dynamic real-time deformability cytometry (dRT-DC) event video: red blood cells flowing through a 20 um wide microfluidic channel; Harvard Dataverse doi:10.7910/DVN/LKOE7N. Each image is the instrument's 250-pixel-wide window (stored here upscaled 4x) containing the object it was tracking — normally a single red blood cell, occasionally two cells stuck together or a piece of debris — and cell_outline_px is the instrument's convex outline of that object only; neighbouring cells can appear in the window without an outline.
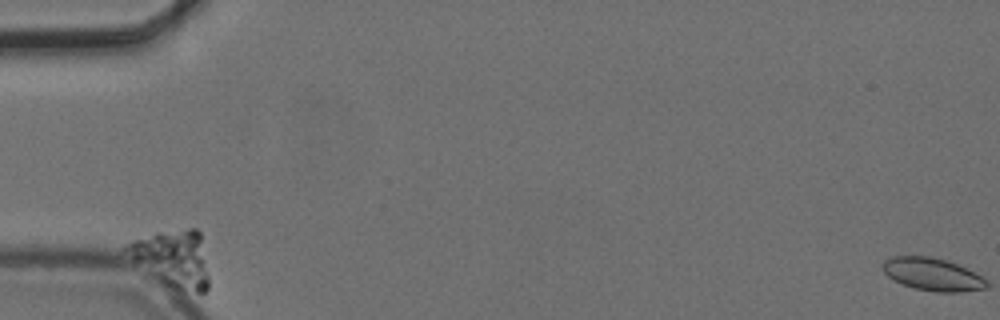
{"species": "common noctule bat (a hibernating species)", "species_latin": "Nyctalus noctula", "temperature_condition": "cold", "stored_images_in_passage": 57, "camera_frame_rate_fps": 3000, "um_per_image_px": 0.085, "animal": {"sex": "female", "body_mass_g": 24.6, "forearm_length_mm": 56.2}, "frame": {"image": 1, "passage_image": 1, "time_ms": 0.0, "image_size_px": [1000, 320], "cell_outline_px": [[208, 288], [204, 292], [196, 292], [176, 288], [168, 284], [136, 260], [124, 248], [124, 244], [156, 232], [188, 228], [196, 228], [200, 232], [208, 272]], "centroid_in_image_um": [14.77, 21.91], "position_along_channel_um": 70.2, "area_um2": 26.01}}
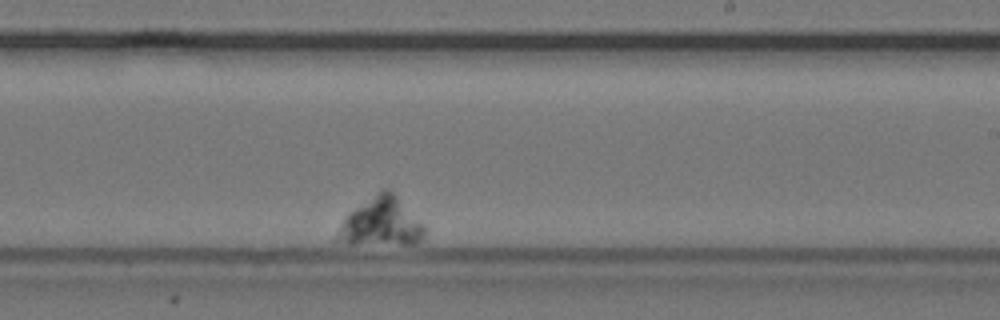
{"frame": {"image": 2, "passage_image": 28, "time_ms": 9.0, "image_size_px": [1000, 320], "cell_outline_px": [[424, 236], [420, 240], [412, 244], [348, 244], [336, 240], [336, 236], [348, 212], [376, 192], [384, 188], [388, 188], [396, 196], [424, 228]], "centroid_in_image_um": [32.35, 18.9], "position_along_channel_um": 256.7, "area_um2": 23.99}}
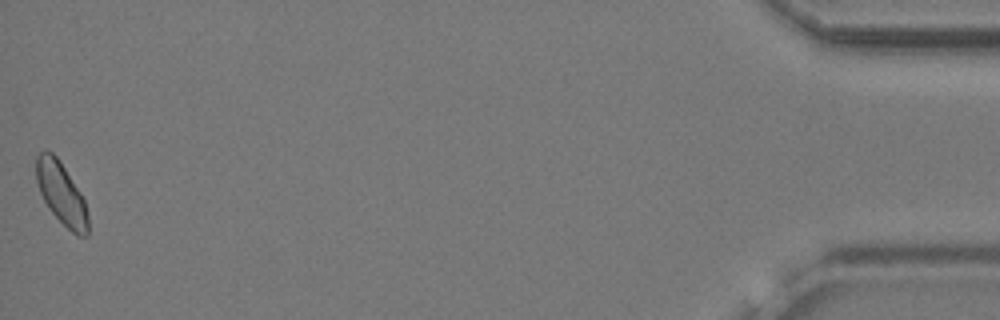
{"frame": {"image": 3, "passage_image": 57, "time_ms": 18.667, "image_size_px": [1000, 320], "cell_outline_px": [[88, 236], [76, 236], [52, 212], [44, 200], [40, 192], [36, 180], [36, 156], [44, 148], [52, 152], [56, 156], [80, 192], [84, 200], [88, 212]], "centroid_in_image_um": [5.21, 16.43], "position_along_channel_um": 430.0, "area_um2": 18.55}}